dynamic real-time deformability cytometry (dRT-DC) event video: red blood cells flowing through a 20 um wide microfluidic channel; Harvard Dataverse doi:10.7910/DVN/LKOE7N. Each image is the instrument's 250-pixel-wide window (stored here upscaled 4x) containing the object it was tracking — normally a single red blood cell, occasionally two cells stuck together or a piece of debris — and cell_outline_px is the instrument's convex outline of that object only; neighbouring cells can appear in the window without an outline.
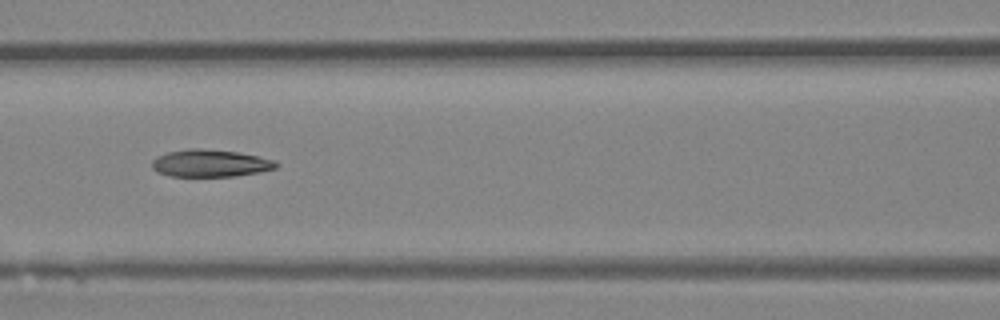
{"species": "Egyptian fruit bat (a non-hibernating species)", "species_latin": "Rousettus aegyptiacus", "temperature_condition": "room temperature", "stored_images_in_passage": 5, "camera_frame_rate_fps": 3000, "um_per_image_px": 0.085, "animal": {"sex": "female"}, "frame": {"image": 1, "passage_image": 5, "time_ms": 4.333, "image_size_px": [1000, 320], "cell_outline_px": [[280, 164], [276, 168], [260, 172], [236, 176], [172, 176], [156, 172], [152, 168], [152, 160], [156, 156], [168, 152], [188, 148], [200, 148], [236, 152], [260, 156], [276, 160]], "centroid_in_image_um": [17.89, 13.87], "position_along_channel_um": 148.7, "area_um2": 19.94}}